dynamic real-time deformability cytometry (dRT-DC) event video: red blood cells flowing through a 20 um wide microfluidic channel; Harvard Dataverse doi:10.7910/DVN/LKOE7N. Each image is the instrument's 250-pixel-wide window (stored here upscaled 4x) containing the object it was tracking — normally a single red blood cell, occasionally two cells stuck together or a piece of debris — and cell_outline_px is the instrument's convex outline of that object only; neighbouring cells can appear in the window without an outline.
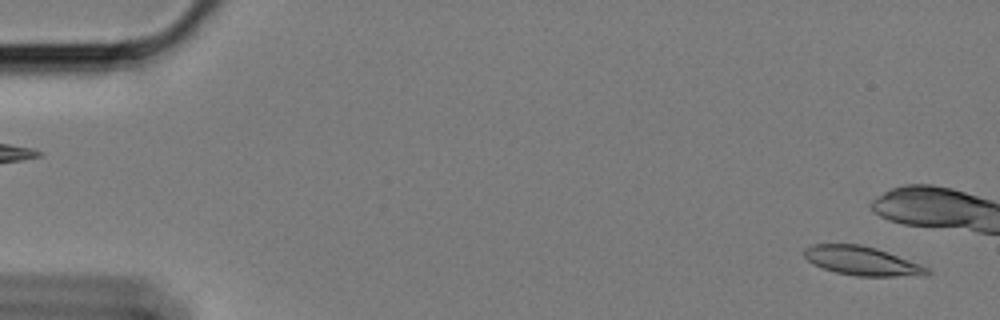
{"species": "Egyptian fruit bat (a non-hibernating species)", "species_latin": "Rousettus aegyptiacus", "temperature_condition": "cold", "stored_images_in_passage": 16, "camera_frame_rate_fps": 3000, "um_per_image_px": 0.085, "animal": {"sex": "female"}, "frame": {"image": 1, "passage_image": 2, "time_ms": 0.333, "image_size_px": [1000, 320], "cell_outline_px": [[932, 272], [924, 276], [856, 276], [836, 272], [812, 264], [804, 256], [804, 248], [812, 244], [860, 244], [876, 248], [928, 268]], "centroid_in_image_um": [73.23, 22.18], "position_along_channel_um": 11.8, "area_um2": 20.52}}